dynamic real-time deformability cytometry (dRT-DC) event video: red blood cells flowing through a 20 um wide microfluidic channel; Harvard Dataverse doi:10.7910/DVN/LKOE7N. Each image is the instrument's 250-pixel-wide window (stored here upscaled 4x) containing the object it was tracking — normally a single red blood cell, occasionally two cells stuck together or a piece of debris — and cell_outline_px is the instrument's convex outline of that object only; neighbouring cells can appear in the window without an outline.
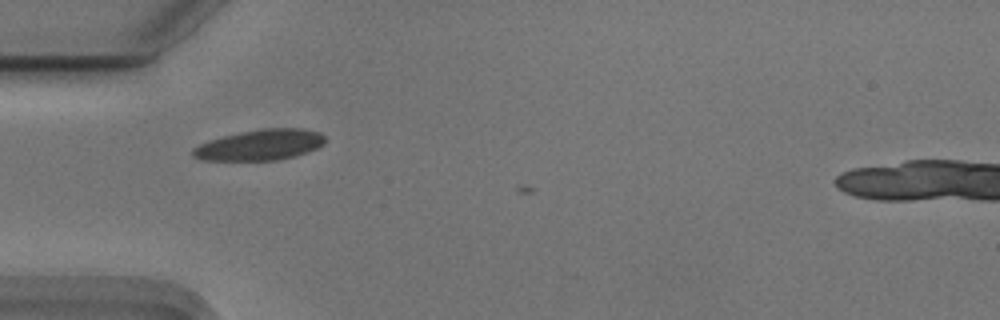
{"species": "Egyptian fruit bat (a non-hibernating species)", "species_latin": "Rousettus aegyptiacus", "temperature_condition": "cold", "stored_images_in_passage": 3, "camera_frame_rate_fps": 3000, "um_per_image_px": 0.085, "animal": {"sex": "male"}, "frame": {"image": 1, "passage_image": 1, "time_ms": 0.0, "image_size_px": [1000, 320], "cell_outline_px": [[324, 144], [308, 152], [296, 156], [276, 160], [200, 160], [192, 156], [192, 148], [208, 140], [240, 132], [264, 128], [304, 128], [320, 132], [324, 136]], "centroid_in_image_um": [22.1, 12.31], "position_along_channel_um": 62.9, "area_um2": 23.76}}